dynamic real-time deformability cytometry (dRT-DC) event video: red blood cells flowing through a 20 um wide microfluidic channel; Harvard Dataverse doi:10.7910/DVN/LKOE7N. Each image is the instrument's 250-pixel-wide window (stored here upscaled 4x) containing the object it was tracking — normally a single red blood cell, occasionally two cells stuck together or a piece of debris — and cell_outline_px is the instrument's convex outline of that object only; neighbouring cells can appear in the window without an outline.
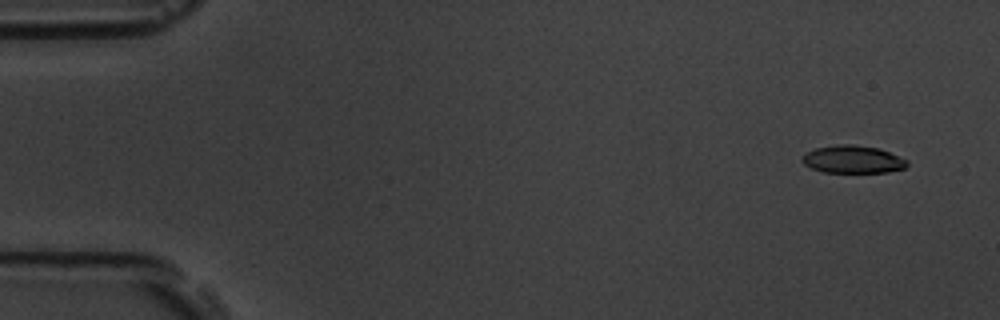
{"species": "common noctule bat (a hibernating species)", "species_latin": "Nyctalus noctula", "temperature_condition": "room temperature", "stored_images_in_passage": 24, "camera_frame_rate_fps": 3000, "um_per_image_px": 0.085, "animal": {"sex": "male", "body_mass_g": 19.5, "forearm_length_mm": 54.6}, "frame": {"image": 1, "passage_image": 1, "time_ms": 0.0, "image_size_px": [1000, 320], "cell_outline_px": [[908, 164], [904, 168], [888, 172], [824, 172], [812, 168], [804, 164], [800, 160], [804, 152], [816, 148], [836, 144], [852, 144], [880, 148], [908, 160]], "centroid_in_image_um": [72.47, 13.53], "position_along_channel_um": 12.5, "area_um2": 17.05}}
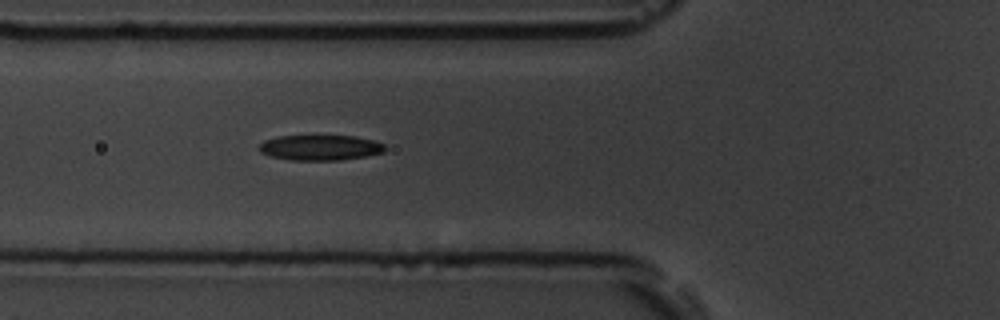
{"frame": {"image": 2, "passage_image": 18, "time_ms": 5.667, "image_size_px": [1000, 320], "cell_outline_px": [[384, 152], [364, 156], [340, 160], [288, 160], [272, 156], [260, 152], [260, 144], [264, 140], [280, 136], [352, 136], [372, 140], [384, 144]], "centroid_in_image_um": [27.2, 12.55], "position_along_channel_um": 98.6, "area_um2": 18.32}}
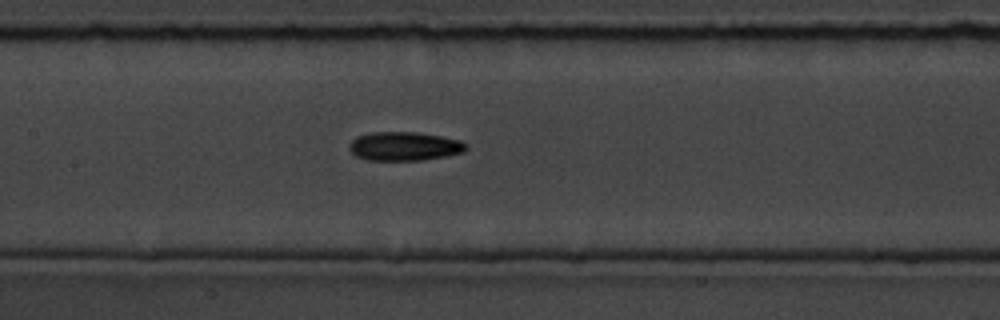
{"frame": {"image": 3, "passage_image": 24, "time_ms": 7.667, "image_size_px": [1000, 320], "cell_outline_px": [[468, 148], [464, 152], [424, 160], [368, 160], [356, 156], [348, 148], [348, 144], [356, 136], [372, 132], [416, 132], [440, 136], [460, 140], [468, 144]], "centroid_in_image_um": [34.37, 12.43], "position_along_channel_um": 173.0, "area_um2": 19.71}}